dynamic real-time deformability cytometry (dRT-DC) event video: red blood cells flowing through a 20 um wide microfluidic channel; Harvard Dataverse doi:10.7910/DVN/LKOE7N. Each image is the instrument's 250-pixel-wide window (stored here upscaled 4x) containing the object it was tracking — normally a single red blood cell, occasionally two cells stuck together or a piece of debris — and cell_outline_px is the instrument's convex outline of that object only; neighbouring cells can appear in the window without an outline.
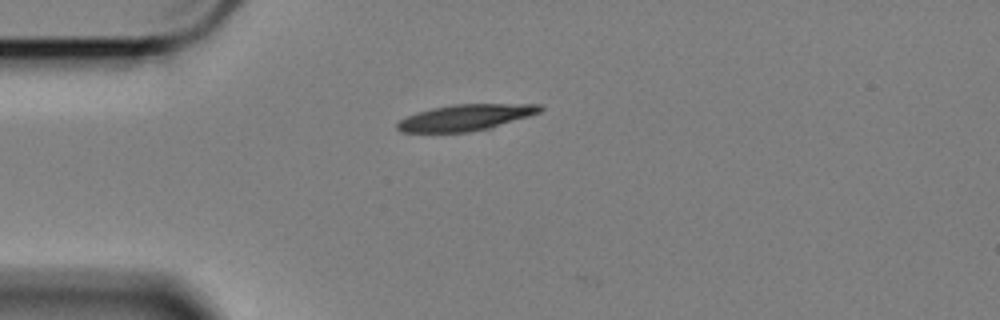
{"species": "Egyptian fruit bat (a non-hibernating species)", "species_latin": "Rousettus aegyptiacus", "temperature_condition": "cold", "stored_images_in_passage": 46, "camera_frame_rate_fps": 3000, "um_per_image_px": 0.085, "animal": {"sex": "female"}, "frame": {"image": 1, "passage_image": 2, "time_ms": 0.333, "image_size_px": [1000, 320], "cell_outline_px": [[544, 108], [540, 112], [492, 128], [468, 132], [400, 132], [396, 128], [396, 124], [400, 120], [416, 112], [432, 108], [452, 104], [540, 104]], "centroid_in_image_um": [39.57, 9.99], "position_along_channel_um": 45.4, "area_um2": 21.79}}
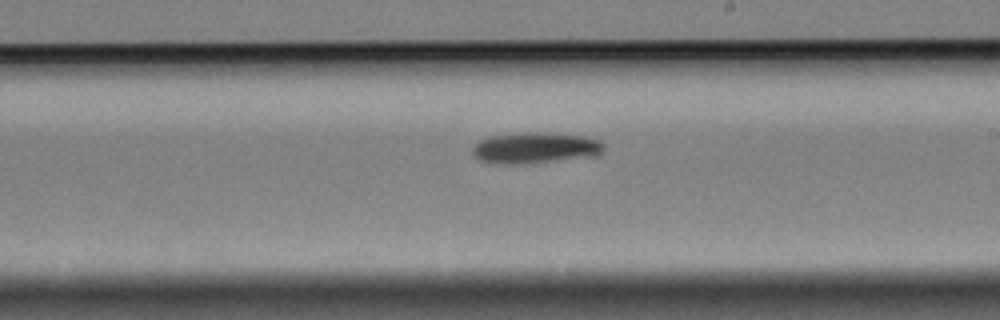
{"frame": {"image": 2, "passage_image": 21, "time_ms": 6.667, "image_size_px": [1000, 320], "cell_outline_px": [[604, 148], [600, 156], [516, 164], [492, 164], [480, 160], [472, 152], [472, 148], [480, 140], [492, 136], [524, 132], [548, 132], [580, 136], [600, 140], [604, 144]], "centroid_in_image_um": [45.52, 12.57], "position_along_channel_um": 243.5, "area_um2": 23.81}}
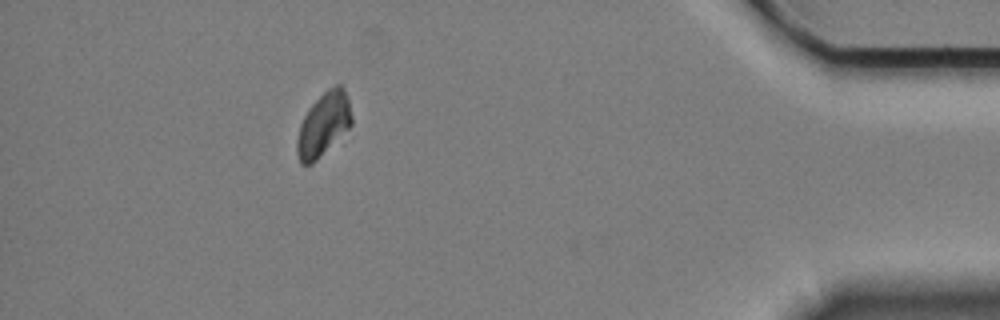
{"frame": {"image": 3, "passage_image": 40, "time_ms": 13.0, "image_size_px": [1000, 320], "cell_outline_px": [[352, 124], [312, 164], [300, 164], [296, 152], [296, 140], [300, 124], [308, 108], [328, 88], [336, 84], [340, 84], [344, 88], [348, 100], [352, 116]], "centroid_in_image_um": [27.47, 10.56], "position_along_channel_um": 407.7, "area_um2": 20.0}, "authors_computed_cell_mechanics": {"area_um2": 22.253, "velocity_mm_per_s": 3.3826, "shape_relaxation_time_tau1_ms": 3.7554, "shape_relaxation_time_tau2_ms": null, "deformation_change_tau1": 0.11, "deformation_change_tau2": null}}